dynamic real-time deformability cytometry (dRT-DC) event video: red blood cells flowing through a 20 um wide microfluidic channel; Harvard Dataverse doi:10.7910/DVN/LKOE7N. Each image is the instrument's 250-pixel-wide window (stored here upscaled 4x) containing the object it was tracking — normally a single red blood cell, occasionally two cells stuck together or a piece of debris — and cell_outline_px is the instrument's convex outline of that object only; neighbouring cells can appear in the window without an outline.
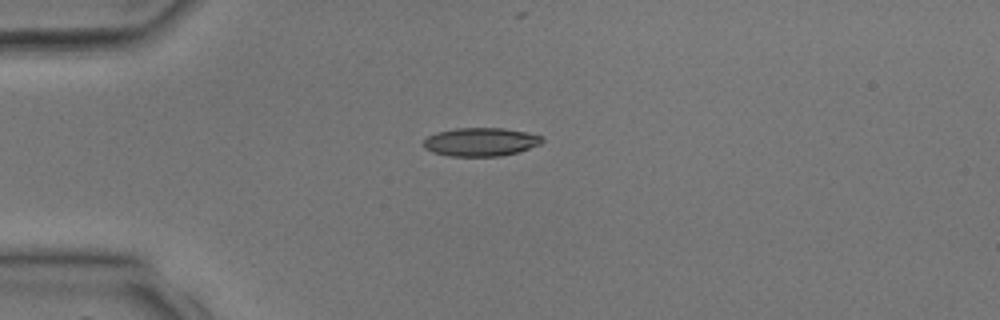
{"species": "common noctule bat (a hibernating species)", "species_latin": "Nyctalus noctula", "temperature_condition": "room temperature", "stored_images_in_passage": 2, "camera_frame_rate_fps": 3000, "um_per_image_px": 0.085, "animal": {"sex": "male", "body_mass_g": 17.9, "forearm_length_mm": 54.2}, "frame": {"image": 1, "passage_image": 1, "time_ms": 0.0, "image_size_px": [1000, 320], "cell_outline_px": [[544, 140], [540, 144], [516, 152], [500, 156], [448, 156], [432, 152], [424, 148], [424, 140], [428, 136], [436, 132], [456, 128], [504, 128], [544, 136]], "centroid_in_image_um": [40.84, 12.06], "position_along_channel_um": 44.2, "area_um2": 19.59}}